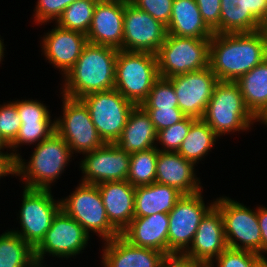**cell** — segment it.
I'll return each mask as SVG.
<instances>
[{"instance_id": "obj_1", "label": "cell", "mask_w": 267, "mask_h": 267, "mask_svg": "<svg viewBox=\"0 0 267 267\" xmlns=\"http://www.w3.org/2000/svg\"><path fill=\"white\" fill-rule=\"evenodd\" d=\"M267 58V30L214 33L209 45V67L218 81L236 82Z\"/></svg>"}, {"instance_id": "obj_2", "label": "cell", "mask_w": 267, "mask_h": 267, "mask_svg": "<svg viewBox=\"0 0 267 267\" xmlns=\"http://www.w3.org/2000/svg\"><path fill=\"white\" fill-rule=\"evenodd\" d=\"M117 52L109 46L87 43L64 75L61 94L81 99L87 94L114 89Z\"/></svg>"}, {"instance_id": "obj_3", "label": "cell", "mask_w": 267, "mask_h": 267, "mask_svg": "<svg viewBox=\"0 0 267 267\" xmlns=\"http://www.w3.org/2000/svg\"><path fill=\"white\" fill-rule=\"evenodd\" d=\"M35 146L28 162L21 155L16 159V176L21 177L25 188L51 189L52 183L65 171L73 154L67 142L56 131Z\"/></svg>"}, {"instance_id": "obj_4", "label": "cell", "mask_w": 267, "mask_h": 267, "mask_svg": "<svg viewBox=\"0 0 267 267\" xmlns=\"http://www.w3.org/2000/svg\"><path fill=\"white\" fill-rule=\"evenodd\" d=\"M219 136L230 132L247 131L255 117L245 105L239 85L232 81H218L202 118Z\"/></svg>"}, {"instance_id": "obj_5", "label": "cell", "mask_w": 267, "mask_h": 267, "mask_svg": "<svg viewBox=\"0 0 267 267\" xmlns=\"http://www.w3.org/2000/svg\"><path fill=\"white\" fill-rule=\"evenodd\" d=\"M158 78L156 54L118 50L114 89L135 106L146 100Z\"/></svg>"}, {"instance_id": "obj_6", "label": "cell", "mask_w": 267, "mask_h": 267, "mask_svg": "<svg viewBox=\"0 0 267 267\" xmlns=\"http://www.w3.org/2000/svg\"><path fill=\"white\" fill-rule=\"evenodd\" d=\"M210 39L167 34L157 55L159 77L170 78L209 66Z\"/></svg>"}, {"instance_id": "obj_7", "label": "cell", "mask_w": 267, "mask_h": 267, "mask_svg": "<svg viewBox=\"0 0 267 267\" xmlns=\"http://www.w3.org/2000/svg\"><path fill=\"white\" fill-rule=\"evenodd\" d=\"M61 209L76 220L85 231L111 240L120 233L110 224L99 188L95 184L79 183L75 191L61 200Z\"/></svg>"}, {"instance_id": "obj_8", "label": "cell", "mask_w": 267, "mask_h": 267, "mask_svg": "<svg viewBox=\"0 0 267 267\" xmlns=\"http://www.w3.org/2000/svg\"><path fill=\"white\" fill-rule=\"evenodd\" d=\"M215 206L223 217L228 248L262 255V237L257 209L252 210L227 196L217 198Z\"/></svg>"}, {"instance_id": "obj_9", "label": "cell", "mask_w": 267, "mask_h": 267, "mask_svg": "<svg viewBox=\"0 0 267 267\" xmlns=\"http://www.w3.org/2000/svg\"><path fill=\"white\" fill-rule=\"evenodd\" d=\"M104 143H115L135 105L116 89L94 92L80 99Z\"/></svg>"}, {"instance_id": "obj_10", "label": "cell", "mask_w": 267, "mask_h": 267, "mask_svg": "<svg viewBox=\"0 0 267 267\" xmlns=\"http://www.w3.org/2000/svg\"><path fill=\"white\" fill-rule=\"evenodd\" d=\"M19 211L20 230H11L21 236L33 249L44 239L53 218L61 209V199L55 200L51 189L23 187Z\"/></svg>"}, {"instance_id": "obj_11", "label": "cell", "mask_w": 267, "mask_h": 267, "mask_svg": "<svg viewBox=\"0 0 267 267\" xmlns=\"http://www.w3.org/2000/svg\"><path fill=\"white\" fill-rule=\"evenodd\" d=\"M62 114L55 118L56 132L67 142L72 154L94 151L105 143L100 138L86 105L80 99L62 95ZM63 117V118H62Z\"/></svg>"}, {"instance_id": "obj_12", "label": "cell", "mask_w": 267, "mask_h": 267, "mask_svg": "<svg viewBox=\"0 0 267 267\" xmlns=\"http://www.w3.org/2000/svg\"><path fill=\"white\" fill-rule=\"evenodd\" d=\"M90 235L85 229L63 209L53 218L51 227L44 239L34 249L36 263L43 265L44 256L70 258L82 253L88 244Z\"/></svg>"}, {"instance_id": "obj_13", "label": "cell", "mask_w": 267, "mask_h": 267, "mask_svg": "<svg viewBox=\"0 0 267 267\" xmlns=\"http://www.w3.org/2000/svg\"><path fill=\"white\" fill-rule=\"evenodd\" d=\"M202 192L182 195L168 213V257L182 255L191 245L204 215L215 205H205Z\"/></svg>"}, {"instance_id": "obj_14", "label": "cell", "mask_w": 267, "mask_h": 267, "mask_svg": "<svg viewBox=\"0 0 267 267\" xmlns=\"http://www.w3.org/2000/svg\"><path fill=\"white\" fill-rule=\"evenodd\" d=\"M167 34L166 25L124 0L122 50L157 54Z\"/></svg>"}, {"instance_id": "obj_15", "label": "cell", "mask_w": 267, "mask_h": 267, "mask_svg": "<svg viewBox=\"0 0 267 267\" xmlns=\"http://www.w3.org/2000/svg\"><path fill=\"white\" fill-rule=\"evenodd\" d=\"M168 79L173 83L180 110L186 116L202 119L218 82L210 67Z\"/></svg>"}, {"instance_id": "obj_16", "label": "cell", "mask_w": 267, "mask_h": 267, "mask_svg": "<svg viewBox=\"0 0 267 267\" xmlns=\"http://www.w3.org/2000/svg\"><path fill=\"white\" fill-rule=\"evenodd\" d=\"M80 169L83 183L99 184L104 182L127 180L130 166V155L114 143H105L94 151L83 154Z\"/></svg>"}, {"instance_id": "obj_17", "label": "cell", "mask_w": 267, "mask_h": 267, "mask_svg": "<svg viewBox=\"0 0 267 267\" xmlns=\"http://www.w3.org/2000/svg\"><path fill=\"white\" fill-rule=\"evenodd\" d=\"M227 248L223 217L214 205L200 221L191 245L181 256L209 266Z\"/></svg>"}, {"instance_id": "obj_18", "label": "cell", "mask_w": 267, "mask_h": 267, "mask_svg": "<svg viewBox=\"0 0 267 267\" xmlns=\"http://www.w3.org/2000/svg\"><path fill=\"white\" fill-rule=\"evenodd\" d=\"M55 28L43 35L41 45L45 60L53 64L55 69L61 70V74L66 73L74 66L78 60L84 46L88 43L86 34L68 30L55 24Z\"/></svg>"}, {"instance_id": "obj_19", "label": "cell", "mask_w": 267, "mask_h": 267, "mask_svg": "<svg viewBox=\"0 0 267 267\" xmlns=\"http://www.w3.org/2000/svg\"><path fill=\"white\" fill-rule=\"evenodd\" d=\"M124 0L98 1L92 17L87 42L122 50Z\"/></svg>"}, {"instance_id": "obj_20", "label": "cell", "mask_w": 267, "mask_h": 267, "mask_svg": "<svg viewBox=\"0 0 267 267\" xmlns=\"http://www.w3.org/2000/svg\"><path fill=\"white\" fill-rule=\"evenodd\" d=\"M195 163L177 152L159 151L156 162V182L176 188L183 195L203 191L196 177Z\"/></svg>"}, {"instance_id": "obj_21", "label": "cell", "mask_w": 267, "mask_h": 267, "mask_svg": "<svg viewBox=\"0 0 267 267\" xmlns=\"http://www.w3.org/2000/svg\"><path fill=\"white\" fill-rule=\"evenodd\" d=\"M103 267H161L167 256L155 249L138 247L121 235L105 241Z\"/></svg>"}, {"instance_id": "obj_22", "label": "cell", "mask_w": 267, "mask_h": 267, "mask_svg": "<svg viewBox=\"0 0 267 267\" xmlns=\"http://www.w3.org/2000/svg\"><path fill=\"white\" fill-rule=\"evenodd\" d=\"M168 225L167 213L134 217L120 235L132 245L155 249L168 257Z\"/></svg>"}, {"instance_id": "obj_23", "label": "cell", "mask_w": 267, "mask_h": 267, "mask_svg": "<svg viewBox=\"0 0 267 267\" xmlns=\"http://www.w3.org/2000/svg\"><path fill=\"white\" fill-rule=\"evenodd\" d=\"M110 224L121 233L134 218L135 188L127 180L97 184Z\"/></svg>"}, {"instance_id": "obj_24", "label": "cell", "mask_w": 267, "mask_h": 267, "mask_svg": "<svg viewBox=\"0 0 267 267\" xmlns=\"http://www.w3.org/2000/svg\"><path fill=\"white\" fill-rule=\"evenodd\" d=\"M157 130L150 116L141 106L130 112L119 139L114 143L122 151L132 154L156 147Z\"/></svg>"}, {"instance_id": "obj_25", "label": "cell", "mask_w": 267, "mask_h": 267, "mask_svg": "<svg viewBox=\"0 0 267 267\" xmlns=\"http://www.w3.org/2000/svg\"><path fill=\"white\" fill-rule=\"evenodd\" d=\"M167 33L179 37L211 39L213 31L203 21L196 0H173Z\"/></svg>"}, {"instance_id": "obj_26", "label": "cell", "mask_w": 267, "mask_h": 267, "mask_svg": "<svg viewBox=\"0 0 267 267\" xmlns=\"http://www.w3.org/2000/svg\"><path fill=\"white\" fill-rule=\"evenodd\" d=\"M176 188L154 182L135 188L134 217L151 216L156 213H169L182 197Z\"/></svg>"}, {"instance_id": "obj_27", "label": "cell", "mask_w": 267, "mask_h": 267, "mask_svg": "<svg viewBox=\"0 0 267 267\" xmlns=\"http://www.w3.org/2000/svg\"><path fill=\"white\" fill-rule=\"evenodd\" d=\"M220 23L213 33H249L264 28V25L246 9L245 0H220Z\"/></svg>"}, {"instance_id": "obj_28", "label": "cell", "mask_w": 267, "mask_h": 267, "mask_svg": "<svg viewBox=\"0 0 267 267\" xmlns=\"http://www.w3.org/2000/svg\"><path fill=\"white\" fill-rule=\"evenodd\" d=\"M236 83L245 105L256 117L267 104V58L241 76Z\"/></svg>"}, {"instance_id": "obj_29", "label": "cell", "mask_w": 267, "mask_h": 267, "mask_svg": "<svg viewBox=\"0 0 267 267\" xmlns=\"http://www.w3.org/2000/svg\"><path fill=\"white\" fill-rule=\"evenodd\" d=\"M218 137L203 119H197L191 125L177 153L186 160L198 164L211 151Z\"/></svg>"}, {"instance_id": "obj_30", "label": "cell", "mask_w": 267, "mask_h": 267, "mask_svg": "<svg viewBox=\"0 0 267 267\" xmlns=\"http://www.w3.org/2000/svg\"><path fill=\"white\" fill-rule=\"evenodd\" d=\"M34 249L18 234L6 231L0 235V267H34Z\"/></svg>"}, {"instance_id": "obj_31", "label": "cell", "mask_w": 267, "mask_h": 267, "mask_svg": "<svg viewBox=\"0 0 267 267\" xmlns=\"http://www.w3.org/2000/svg\"><path fill=\"white\" fill-rule=\"evenodd\" d=\"M159 150L156 147L136 151L130 155L127 181L134 187L156 182V162Z\"/></svg>"}, {"instance_id": "obj_32", "label": "cell", "mask_w": 267, "mask_h": 267, "mask_svg": "<svg viewBox=\"0 0 267 267\" xmlns=\"http://www.w3.org/2000/svg\"><path fill=\"white\" fill-rule=\"evenodd\" d=\"M98 0H77L55 22L59 27L87 34Z\"/></svg>"}, {"instance_id": "obj_33", "label": "cell", "mask_w": 267, "mask_h": 267, "mask_svg": "<svg viewBox=\"0 0 267 267\" xmlns=\"http://www.w3.org/2000/svg\"><path fill=\"white\" fill-rule=\"evenodd\" d=\"M56 131L55 123H22L15 141L9 146L12 155L17 159L20 154L17 148L21 145H38ZM11 149V150H10Z\"/></svg>"}, {"instance_id": "obj_34", "label": "cell", "mask_w": 267, "mask_h": 267, "mask_svg": "<svg viewBox=\"0 0 267 267\" xmlns=\"http://www.w3.org/2000/svg\"><path fill=\"white\" fill-rule=\"evenodd\" d=\"M140 106L143 109L179 108L173 83L168 78L159 77Z\"/></svg>"}, {"instance_id": "obj_35", "label": "cell", "mask_w": 267, "mask_h": 267, "mask_svg": "<svg viewBox=\"0 0 267 267\" xmlns=\"http://www.w3.org/2000/svg\"><path fill=\"white\" fill-rule=\"evenodd\" d=\"M196 120L194 117L186 116L180 122L158 131L156 143H159L163 147L161 149L156 146V148L159 151L177 152L183 140L188 135L191 125Z\"/></svg>"}, {"instance_id": "obj_36", "label": "cell", "mask_w": 267, "mask_h": 267, "mask_svg": "<svg viewBox=\"0 0 267 267\" xmlns=\"http://www.w3.org/2000/svg\"><path fill=\"white\" fill-rule=\"evenodd\" d=\"M21 124L14 101L0 105V136L8 146L15 141Z\"/></svg>"}, {"instance_id": "obj_37", "label": "cell", "mask_w": 267, "mask_h": 267, "mask_svg": "<svg viewBox=\"0 0 267 267\" xmlns=\"http://www.w3.org/2000/svg\"><path fill=\"white\" fill-rule=\"evenodd\" d=\"M16 109L21 123H55L51 120L48 106L36 100H16Z\"/></svg>"}, {"instance_id": "obj_38", "label": "cell", "mask_w": 267, "mask_h": 267, "mask_svg": "<svg viewBox=\"0 0 267 267\" xmlns=\"http://www.w3.org/2000/svg\"><path fill=\"white\" fill-rule=\"evenodd\" d=\"M77 0H38L34 10V22L38 24H46L47 22L57 19L62 15L63 11Z\"/></svg>"}, {"instance_id": "obj_39", "label": "cell", "mask_w": 267, "mask_h": 267, "mask_svg": "<svg viewBox=\"0 0 267 267\" xmlns=\"http://www.w3.org/2000/svg\"><path fill=\"white\" fill-rule=\"evenodd\" d=\"M259 254L238 249H225L208 267H251Z\"/></svg>"}, {"instance_id": "obj_40", "label": "cell", "mask_w": 267, "mask_h": 267, "mask_svg": "<svg viewBox=\"0 0 267 267\" xmlns=\"http://www.w3.org/2000/svg\"><path fill=\"white\" fill-rule=\"evenodd\" d=\"M140 10L150 14L164 25H168L172 12L173 0H129Z\"/></svg>"}, {"instance_id": "obj_41", "label": "cell", "mask_w": 267, "mask_h": 267, "mask_svg": "<svg viewBox=\"0 0 267 267\" xmlns=\"http://www.w3.org/2000/svg\"><path fill=\"white\" fill-rule=\"evenodd\" d=\"M150 116L157 132L183 120L186 115L180 108L144 109Z\"/></svg>"}, {"instance_id": "obj_42", "label": "cell", "mask_w": 267, "mask_h": 267, "mask_svg": "<svg viewBox=\"0 0 267 267\" xmlns=\"http://www.w3.org/2000/svg\"><path fill=\"white\" fill-rule=\"evenodd\" d=\"M203 21L213 31L220 23V0H196Z\"/></svg>"}, {"instance_id": "obj_43", "label": "cell", "mask_w": 267, "mask_h": 267, "mask_svg": "<svg viewBox=\"0 0 267 267\" xmlns=\"http://www.w3.org/2000/svg\"><path fill=\"white\" fill-rule=\"evenodd\" d=\"M246 9L263 24L267 23V0H245Z\"/></svg>"}, {"instance_id": "obj_44", "label": "cell", "mask_w": 267, "mask_h": 267, "mask_svg": "<svg viewBox=\"0 0 267 267\" xmlns=\"http://www.w3.org/2000/svg\"><path fill=\"white\" fill-rule=\"evenodd\" d=\"M10 174L16 176V158L11 152H0V179Z\"/></svg>"}, {"instance_id": "obj_45", "label": "cell", "mask_w": 267, "mask_h": 267, "mask_svg": "<svg viewBox=\"0 0 267 267\" xmlns=\"http://www.w3.org/2000/svg\"><path fill=\"white\" fill-rule=\"evenodd\" d=\"M161 267H208L204 264L186 259L181 255L167 257Z\"/></svg>"}, {"instance_id": "obj_46", "label": "cell", "mask_w": 267, "mask_h": 267, "mask_svg": "<svg viewBox=\"0 0 267 267\" xmlns=\"http://www.w3.org/2000/svg\"><path fill=\"white\" fill-rule=\"evenodd\" d=\"M256 208L262 237V255H264L267 254V207L261 205Z\"/></svg>"}, {"instance_id": "obj_47", "label": "cell", "mask_w": 267, "mask_h": 267, "mask_svg": "<svg viewBox=\"0 0 267 267\" xmlns=\"http://www.w3.org/2000/svg\"><path fill=\"white\" fill-rule=\"evenodd\" d=\"M251 267H267L266 255H259L253 262Z\"/></svg>"}, {"instance_id": "obj_48", "label": "cell", "mask_w": 267, "mask_h": 267, "mask_svg": "<svg viewBox=\"0 0 267 267\" xmlns=\"http://www.w3.org/2000/svg\"><path fill=\"white\" fill-rule=\"evenodd\" d=\"M255 122H261L267 126V104L263 110L255 117Z\"/></svg>"}, {"instance_id": "obj_49", "label": "cell", "mask_w": 267, "mask_h": 267, "mask_svg": "<svg viewBox=\"0 0 267 267\" xmlns=\"http://www.w3.org/2000/svg\"><path fill=\"white\" fill-rule=\"evenodd\" d=\"M4 40H2L1 38H0V63H1V61L3 60V57H4V51H5V46H4V42H3ZM4 47V48H3Z\"/></svg>"}, {"instance_id": "obj_50", "label": "cell", "mask_w": 267, "mask_h": 267, "mask_svg": "<svg viewBox=\"0 0 267 267\" xmlns=\"http://www.w3.org/2000/svg\"><path fill=\"white\" fill-rule=\"evenodd\" d=\"M4 148H9V146L4 142V140L0 136V152L4 151Z\"/></svg>"}, {"instance_id": "obj_51", "label": "cell", "mask_w": 267, "mask_h": 267, "mask_svg": "<svg viewBox=\"0 0 267 267\" xmlns=\"http://www.w3.org/2000/svg\"><path fill=\"white\" fill-rule=\"evenodd\" d=\"M34 267H46V265H39V264H36Z\"/></svg>"}, {"instance_id": "obj_52", "label": "cell", "mask_w": 267, "mask_h": 267, "mask_svg": "<svg viewBox=\"0 0 267 267\" xmlns=\"http://www.w3.org/2000/svg\"><path fill=\"white\" fill-rule=\"evenodd\" d=\"M98 1H116V0H98Z\"/></svg>"}]
</instances>
